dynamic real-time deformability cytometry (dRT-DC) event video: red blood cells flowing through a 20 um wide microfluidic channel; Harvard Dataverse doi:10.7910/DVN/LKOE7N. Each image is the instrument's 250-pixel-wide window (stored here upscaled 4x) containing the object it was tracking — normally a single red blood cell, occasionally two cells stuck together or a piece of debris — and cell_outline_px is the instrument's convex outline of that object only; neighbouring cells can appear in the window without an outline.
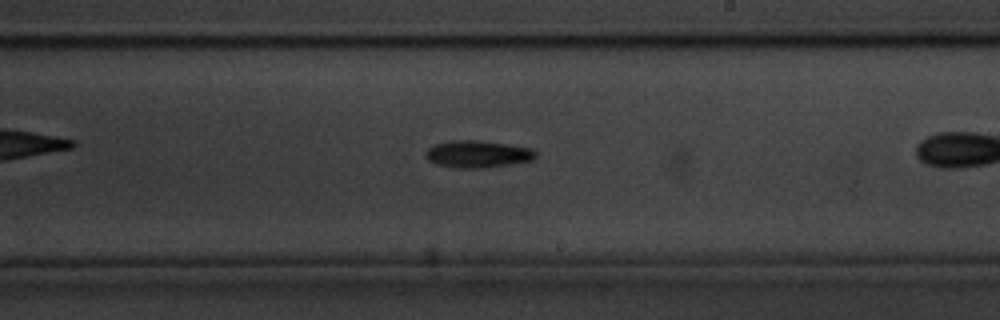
{"species": "common noctule bat (a hibernating species)", "species_latin": "Nyctalus noctula", "temperature_condition": "cold", "stored_images_in_passage": 39, "camera_frame_rate_fps": 3000, "um_per_image_px": 0.085, "animal": {"sex": "male", "body_mass_g": 20.1, "forearm_length_mm": 53.5}, "frame": {"image": 1, "passage_image": 28, "time_ms": 9.0, "image_size_px": [1000, 320], "cell_outline_px": [[536, 156], [532, 160], [508, 164], [480, 168], [456, 168], [436, 164], [428, 160], [424, 156], [428, 148], [436, 144], [452, 140], [476, 140], [508, 144], [532, 148], [536, 152]], "centroid_in_image_um": [40.58, 13.09], "position_along_channel_um": 248.4, "area_um2": 17.28}}